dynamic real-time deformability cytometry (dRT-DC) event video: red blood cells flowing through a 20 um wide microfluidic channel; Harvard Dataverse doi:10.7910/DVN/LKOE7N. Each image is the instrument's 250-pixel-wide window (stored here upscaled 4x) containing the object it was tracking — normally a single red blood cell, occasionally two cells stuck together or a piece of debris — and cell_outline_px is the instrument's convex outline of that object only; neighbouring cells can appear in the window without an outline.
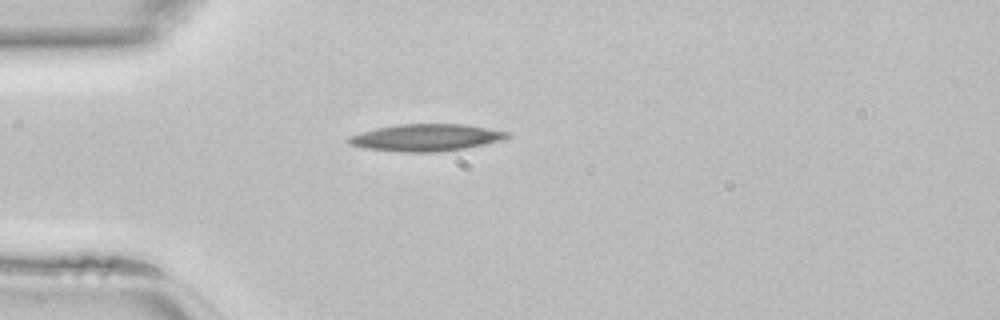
{"species": "common noctule bat (a hibernating species)", "species_latin": "Nyctalus noctula", "temperature_condition": "room temperature", "stored_images_in_passage": 23, "camera_frame_rate_fps": 3000, "um_per_image_px": 0.085, "animal": {"sex": "female", "body_mass_g": 22.7, "forearm_length_mm": 54.2}, "frame": {"image": 1, "passage_image": 1, "time_ms": 0.0, "image_size_px": [1000, 320], "cell_outline_px": [[512, 136], [504, 140], [464, 148], [432, 152], [404, 152], [364, 148], [348, 144], [344, 140], [348, 136], [360, 132], [376, 128], [396, 124], [464, 124], [508, 132]], "centroid_in_image_um": [36.16, 11.69], "position_along_channel_um": 48.8, "area_um2": 25.03}}
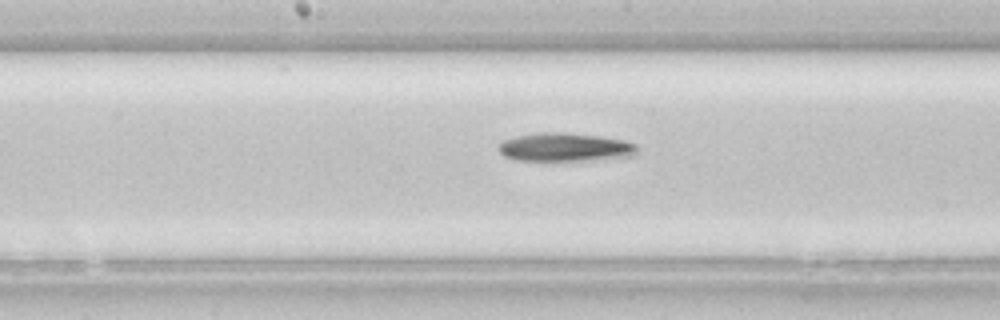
{"frame": {"image": 2, "passage_image": 12, "time_ms": 3.667, "image_size_px": [1000, 320], "cell_outline_px": [[640, 148], [636, 156], [592, 160], [516, 160], [504, 156], [496, 148], [504, 140], [516, 136], [540, 132], [564, 132], [600, 136], [624, 140], [636, 144]], "centroid_in_image_um": [48.08, 12.51], "position_along_channel_um": 200.1, "area_um2": 23.24}}
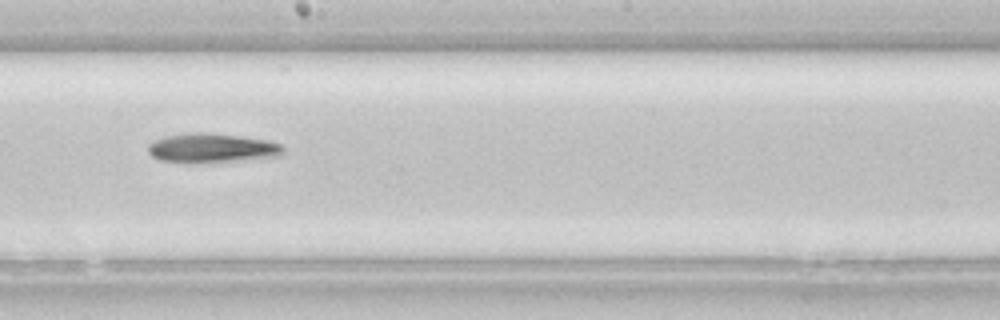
{"frame": {"image": 3, "passage_image": 14, "time_ms": 4.333, "image_size_px": [1000, 320], "cell_outline_px": [[284, 156], [232, 160], [160, 160], [152, 156], [148, 152], [148, 144], [164, 136], [192, 132], [200, 132], [240, 136], [268, 140], [280, 144], [284, 148]], "centroid_in_image_um": [18.06, 12.53], "position_along_channel_um": 230.1, "area_um2": 22.08}}